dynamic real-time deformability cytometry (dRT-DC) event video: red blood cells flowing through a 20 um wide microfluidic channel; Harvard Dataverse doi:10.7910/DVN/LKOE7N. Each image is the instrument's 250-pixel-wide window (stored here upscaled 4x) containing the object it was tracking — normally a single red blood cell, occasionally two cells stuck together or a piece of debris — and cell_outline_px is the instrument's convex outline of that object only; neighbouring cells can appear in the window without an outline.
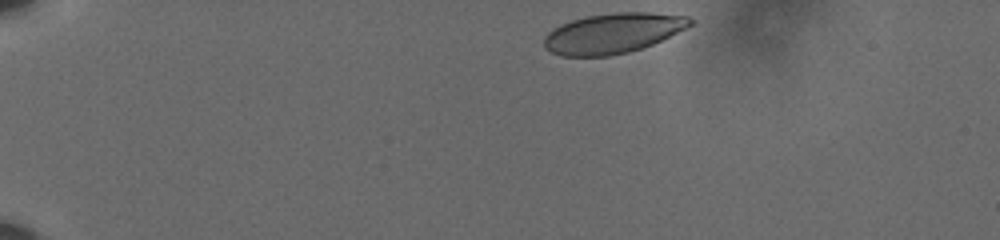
{"species": "human", "species_latin": "Homo sapiens", "temperature_condition": "cold", "stored_images_in_passage": 38, "camera_frame_rate_fps": 3000, "um_per_image_px": 0.085, "donor": {"sex": "male"}, "frame": {"image": 1, "passage_image": 1, "time_ms": 0.0, "image_size_px": [1000, 240], "cell_outline_px": [[696, 20], [692, 24], [652, 44], [628, 52], [608, 56], [560, 56], [544, 48], [544, 36], [552, 28], [560, 24], [584, 16], [616, 12], [648, 12], [688, 16]], "centroid_in_image_um": [52.05, 2.81], "position_along_channel_um": 33.0, "area_um2": 34.1}}
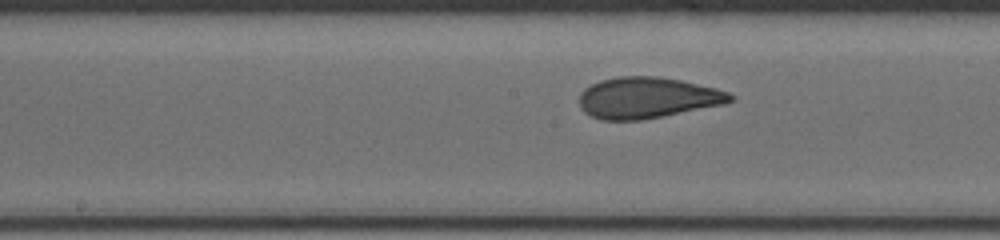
{"frame": {"image": 2, "passage_image": 20, "time_ms": 6.333, "image_size_px": [1000, 240], "cell_outline_px": [[736, 96], [732, 100], [724, 104], [640, 120], [600, 120], [584, 112], [580, 108], [580, 92], [584, 88], [600, 80], [616, 76], [656, 76], [680, 80], [716, 88], [728, 92]], "centroid_in_image_um": [55.0, 8.3], "position_along_channel_um": 193.2, "area_um2": 36.07}}
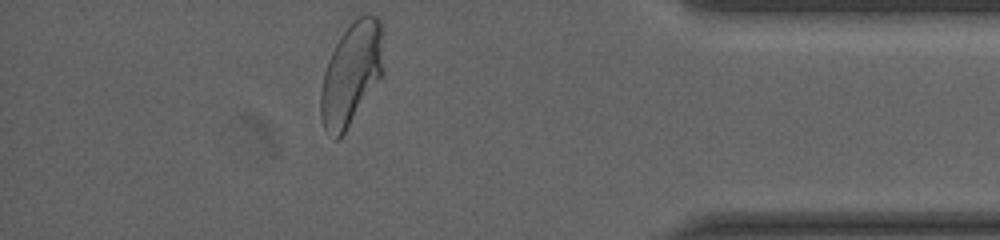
{"frame": {"image": 3, "passage_image": 38, "time_ms": 12.333, "image_size_px": [1000, 240], "cell_outline_px": [[384, 72], [344, 132], [336, 140], [324, 128], [320, 116], [320, 92], [324, 72], [328, 60], [340, 36], [348, 24], [356, 16], [376, 16], [380, 20], [384, 68]], "centroid_in_image_um": [29.85, 6.24], "position_along_channel_um": 405.4, "area_um2": 37.05}, "authors_computed_cell_mechanics": {"area_um2": 36.0094, "velocity_mm_per_s": 3.6121, "shape_relaxation_time_tau1_ms": 4.2375, "shape_relaxation_time_tau2_ms": 0.7635, "deformation_change_tau1": 0.1638, "deformation_change_tau2": 0.0666}}